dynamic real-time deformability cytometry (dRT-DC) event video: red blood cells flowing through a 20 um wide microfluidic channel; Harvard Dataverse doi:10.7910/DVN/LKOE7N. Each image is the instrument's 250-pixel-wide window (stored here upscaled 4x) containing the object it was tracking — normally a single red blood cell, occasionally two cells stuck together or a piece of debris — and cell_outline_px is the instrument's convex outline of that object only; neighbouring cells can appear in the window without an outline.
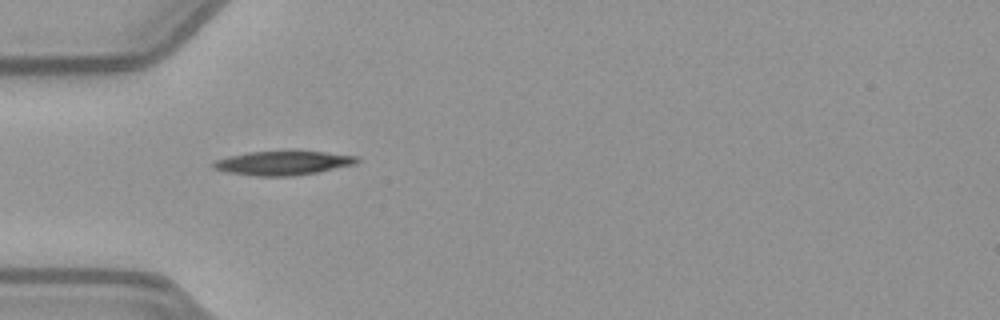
{"species": "common noctule bat (a hibernating species)", "species_latin": "Nyctalus noctula", "temperature_condition": "warm", "stored_images_in_passage": 37, "camera_frame_rate_fps": 3000, "um_per_image_px": 0.085, "animal": {"sex": "female", "body_mass_g": 21.9}, "frame": {"image": 1, "passage_image": 1, "time_ms": 0.0, "image_size_px": [1000, 320], "cell_outline_px": [[360, 160], [356, 164], [320, 172], [292, 176], [256, 176], [224, 172], [212, 168], [212, 164], [216, 160], [228, 156], [248, 152], [324, 152], [356, 156]], "centroid_in_image_um": [24.04, 13.87], "position_along_channel_um": 61.0, "area_um2": 20.06}}
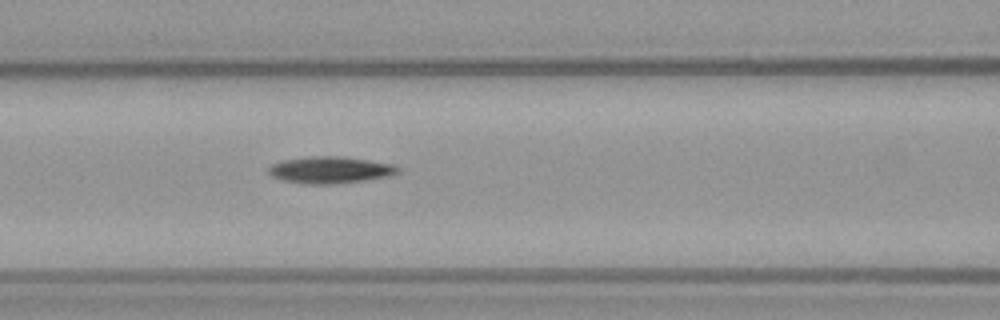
{"frame": {"image": 2, "passage_image": 7, "time_ms": 2.0, "image_size_px": [1000, 320], "cell_outline_px": [[400, 172], [392, 176], [368, 180], [332, 184], [304, 184], [284, 180], [272, 176], [268, 172], [268, 168], [272, 164], [284, 160], [308, 156], [336, 156], [368, 160], [392, 164], [400, 168]], "centroid_in_image_um": [28.1, 14.45], "position_along_channel_um": 138.5, "area_um2": 20.23}}
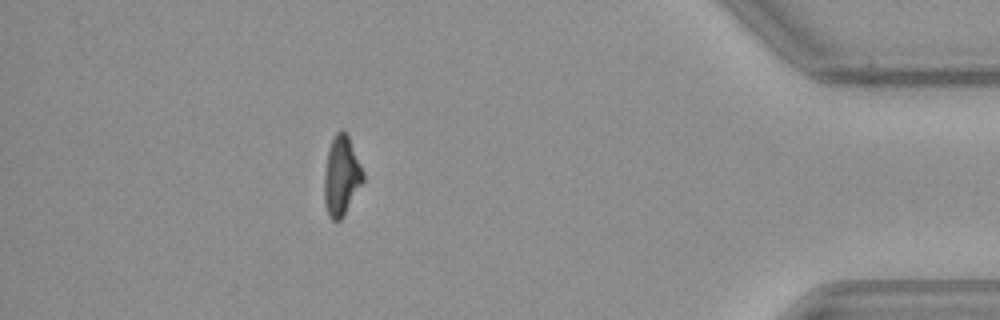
{"frame": {"image": 3, "passage_image": 31, "time_ms": 10.0, "image_size_px": [1000, 320], "cell_outline_px": [[364, 180], [344, 216], [340, 220], [332, 220], [328, 216], [324, 204], [324, 172], [328, 148], [336, 132], [340, 128], [348, 136], [364, 172]], "centroid_in_image_um": [29.01, 14.98], "position_along_channel_um": 406.2, "area_um2": 18.09}, "authors_computed_cell_mechanics": {"area_um2": 19.1896, "velocity_mm_per_s": 3.9627, "shape_relaxation_time_tau1_ms": 8.7342, "shape_relaxation_time_tau2_ms": null, "deformation_change_tau1": 0.2191, "deformation_change_tau2": null}}